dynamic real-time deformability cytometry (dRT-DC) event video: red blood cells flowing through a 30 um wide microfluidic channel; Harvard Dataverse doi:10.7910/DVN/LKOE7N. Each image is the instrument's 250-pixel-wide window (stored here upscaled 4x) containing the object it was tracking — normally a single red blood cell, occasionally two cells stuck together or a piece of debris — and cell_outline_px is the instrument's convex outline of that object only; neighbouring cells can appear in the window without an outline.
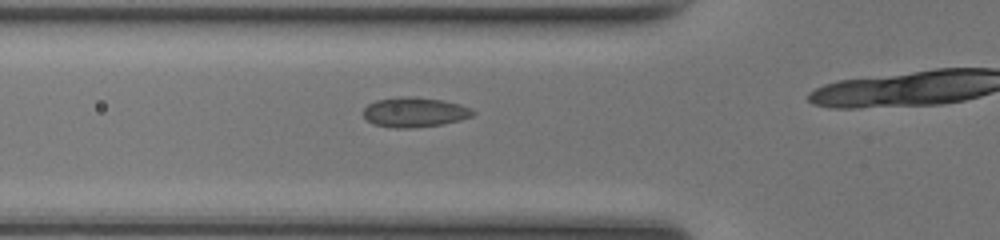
{"species": "common noctule bat (a hibernating species)", "species_latin": "Nyctalus noctula", "temperature_condition": "room temperature", "stored_images_in_passage": 14, "camera_frame_rate_fps": 3000, "um_per_image_px": 0.085, "animal": {"sex": "female", "body_mass_g": 17.0, "forearm_length_mm": 48.0}, "frame": {"image": 1, "passage_image": 10, "time_ms": 3.0, "image_size_px": [1000, 240], "cell_outline_px": [[476, 112], [472, 116], [460, 120], [444, 124], [408, 128], [396, 128], [376, 124], [368, 120], [364, 116], [364, 108], [368, 104], [376, 100], [404, 96], [412, 96], [440, 100], [460, 104], [472, 108]], "centroid_in_image_um": [35.27, 9.53], "position_along_channel_um": 90.5, "area_um2": 18.9}}